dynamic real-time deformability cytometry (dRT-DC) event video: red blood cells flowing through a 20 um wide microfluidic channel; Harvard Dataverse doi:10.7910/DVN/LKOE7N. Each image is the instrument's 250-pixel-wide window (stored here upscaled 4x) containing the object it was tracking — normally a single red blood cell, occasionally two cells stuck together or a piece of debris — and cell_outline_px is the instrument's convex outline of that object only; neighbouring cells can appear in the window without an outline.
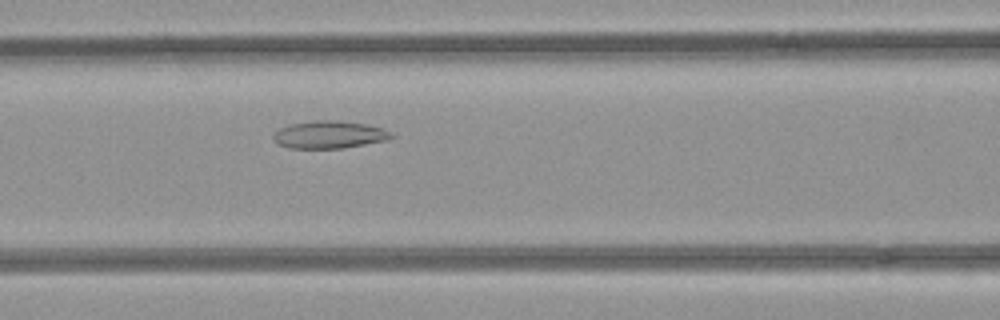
{"species": "common noctule bat (a hibernating species)", "species_latin": "Nyctalus noctula", "temperature_condition": "room temperature", "stored_images_in_passage": 29, "camera_frame_rate_fps": 3000, "um_per_image_px": 0.085, "animal": {"sex": "female", "body_mass_g": 21.9}, "frame": {"image": 1, "passage_image": 7, "time_ms": 2.0, "image_size_px": [1000, 320], "cell_outline_px": [[396, 136], [388, 140], [344, 148], [288, 148], [280, 144], [272, 136], [280, 128], [292, 124], [312, 120], [340, 120], [364, 124], [380, 128], [392, 132]], "centroid_in_image_um": [28.03, 11.44], "position_along_channel_um": 138.6, "area_um2": 18.84}}
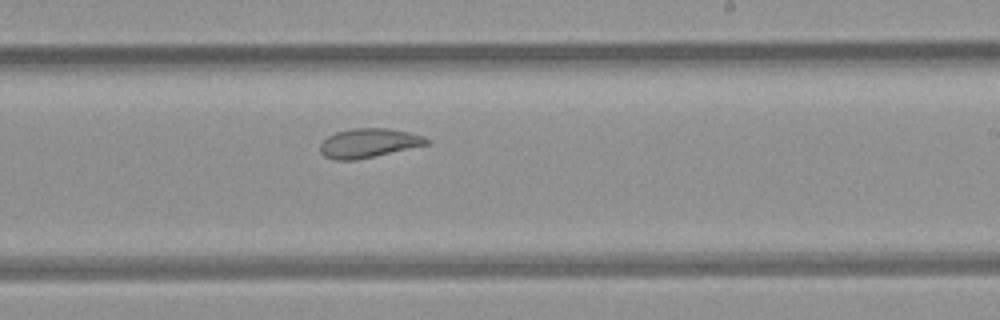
{"frame": {"image": 2, "passage_image": 16, "time_ms": 5.0, "image_size_px": [1000, 320], "cell_outline_px": [[432, 144], [376, 156], [356, 160], [332, 160], [324, 156], [320, 152], [320, 144], [328, 136], [336, 132], [352, 128], [388, 128], [408, 132], [424, 136], [432, 140]], "centroid_in_image_um": [31.38, 12.17], "position_along_channel_um": 257.6, "area_um2": 18.44}}
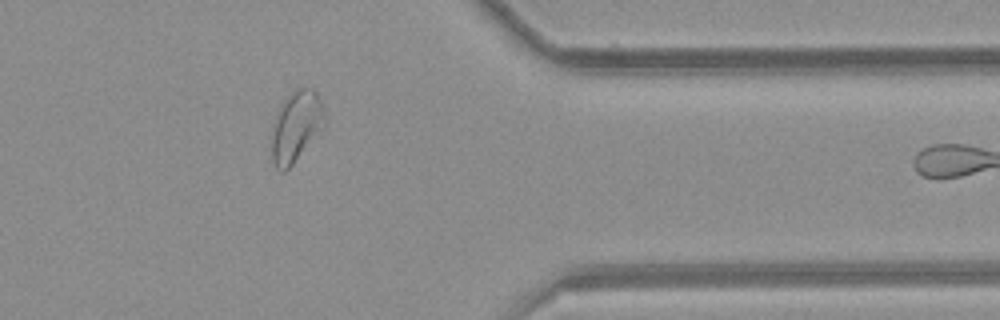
{"frame": {"image": 3, "passage_image": 27, "time_ms": 8.667, "image_size_px": [1000, 320], "cell_outline_px": [[324, 128], [292, 164], [284, 172], [280, 172], [276, 168], [272, 160], [272, 136], [276, 112], [280, 104], [296, 88], [312, 88], [316, 92], [320, 100], [324, 112]], "centroid_in_image_um": [25.16, 10.75], "position_along_channel_um": 386.2, "area_um2": 21.68}}